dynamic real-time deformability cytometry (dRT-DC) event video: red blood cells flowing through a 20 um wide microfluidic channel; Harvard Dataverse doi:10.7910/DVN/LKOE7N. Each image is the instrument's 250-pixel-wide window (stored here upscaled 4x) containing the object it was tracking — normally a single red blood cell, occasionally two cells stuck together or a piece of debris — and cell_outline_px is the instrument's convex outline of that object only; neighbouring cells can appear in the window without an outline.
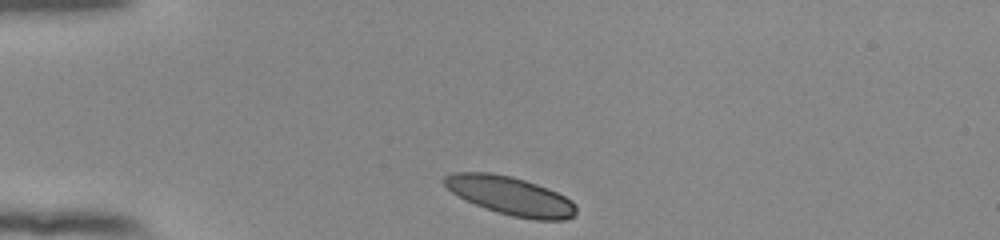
{"species": "human", "species_latin": "Homo sapiens", "temperature_condition": "room temperature", "stored_images_in_passage": 34, "camera_frame_rate_fps": 3000, "um_per_image_px": 0.085, "donor": {"sex": "female"}, "frame": {"image": 1, "passage_image": 1, "time_ms": 0.0, "image_size_px": [1000, 240], "cell_outline_px": [[576, 212], [572, 216], [564, 220], [532, 220], [512, 216], [484, 208], [452, 192], [444, 184], [444, 176], [452, 172], [492, 172], [512, 176], [548, 188], [572, 200], [576, 208]], "centroid_in_image_um": [43.39, 16.64], "position_along_channel_um": 41.6, "area_um2": 29.36}}
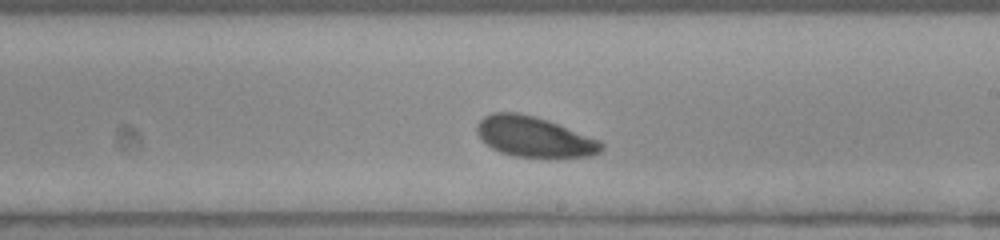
{"frame": {"image": 2, "passage_image": 20, "time_ms": 6.333, "image_size_px": [1000, 240], "cell_outline_px": [[604, 148], [600, 152], [588, 156], [516, 156], [500, 152], [492, 148], [476, 132], [476, 124], [484, 116], [492, 112], [516, 112], [536, 116], [548, 120], [600, 140], [604, 144]], "centroid_in_image_um": [45.4, 11.6], "position_along_channel_um": 243.6, "area_um2": 28.9}}
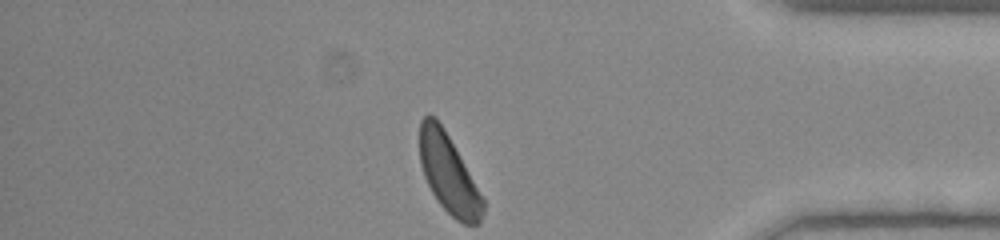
{"frame": {"image": 3, "passage_image": 34, "time_ms": 11.0, "image_size_px": [1000, 240], "cell_outline_px": [[484, 212], [480, 224], [464, 224], [456, 220], [436, 200], [424, 176], [420, 164], [420, 120], [428, 112], [436, 116], [444, 128], [484, 200]], "centroid_in_image_um": [38.11, 14.76], "position_along_channel_um": 397.1, "area_um2": 28.84}, "authors_computed_cell_mechanics": {"area_um2": 29.9404, "velocity_mm_per_s": 3.8135, "shape_relaxation_time_tau1_ms": 1.6452, "shape_relaxation_time_tau2_ms": null, "deformation_change_tau1": 0.0652, "deformation_change_tau2": null}}